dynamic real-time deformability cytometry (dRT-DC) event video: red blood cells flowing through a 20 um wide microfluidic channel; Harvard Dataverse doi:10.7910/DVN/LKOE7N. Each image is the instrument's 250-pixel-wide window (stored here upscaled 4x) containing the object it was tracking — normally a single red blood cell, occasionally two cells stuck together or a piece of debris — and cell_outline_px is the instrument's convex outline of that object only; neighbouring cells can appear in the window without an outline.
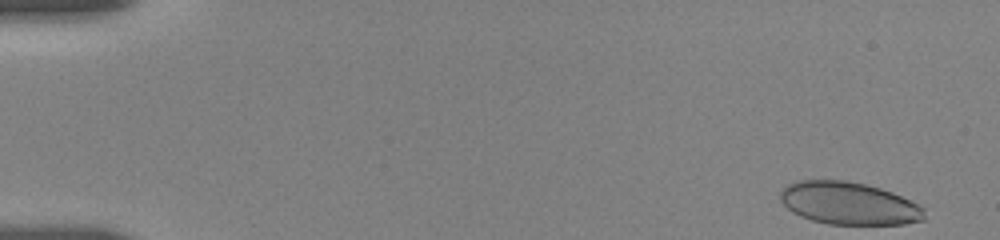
{"species": "human", "species_latin": "Homo sapiens", "temperature_condition": "room temperature", "stored_images_in_passage": 42, "camera_frame_rate_fps": 3000, "um_per_image_px": 0.085, "donor": {"sex": "female"}, "frame": {"image": 1, "passage_image": 1, "time_ms": 0.0, "image_size_px": [1000, 240], "cell_outline_px": [[924, 220], [904, 224], [828, 224], [812, 220], [800, 216], [792, 212], [780, 200], [780, 192], [788, 184], [796, 180], [844, 180], [864, 184], [880, 188], [892, 192], [924, 208]], "centroid_in_image_um": [72.12, 17.28], "position_along_channel_um": 12.9, "area_um2": 35.55}}
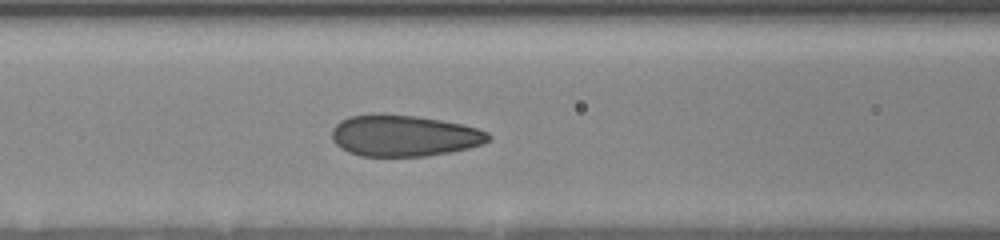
{"frame": {"image": 2, "passage_image": 26, "time_ms": 7.0, "image_size_px": [1000, 240], "cell_outline_px": [[492, 136], [488, 140], [480, 144], [468, 148], [452, 152], [424, 156], [360, 156], [348, 152], [340, 148], [332, 140], [332, 128], [340, 120], [348, 116], [416, 116], [440, 120], [460, 124], [476, 128], [488, 132]], "centroid_in_image_um": [34.33, 11.56], "position_along_channel_um": 132.3, "area_um2": 37.05}}
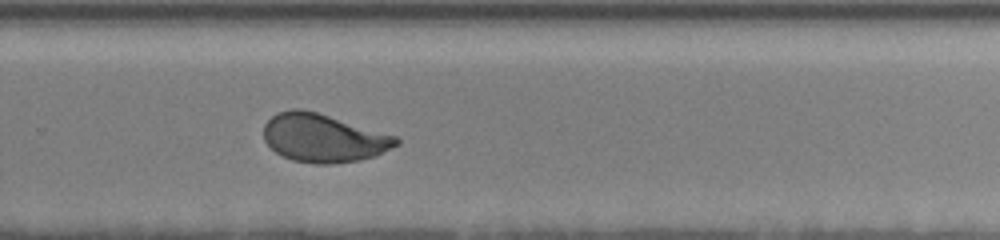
{"frame": {"image": 3, "passage_image": 42, "time_ms": 11.667, "image_size_px": [1000, 240], "cell_outline_px": [[400, 144], [376, 156], [360, 160], [332, 164], [316, 164], [292, 160], [276, 152], [264, 140], [264, 124], [276, 112], [292, 108], [300, 108], [316, 112], [396, 136], [400, 140]], "centroid_in_image_um": [27.49, 11.73], "position_along_channel_um": 302.3, "area_um2": 37.22}}